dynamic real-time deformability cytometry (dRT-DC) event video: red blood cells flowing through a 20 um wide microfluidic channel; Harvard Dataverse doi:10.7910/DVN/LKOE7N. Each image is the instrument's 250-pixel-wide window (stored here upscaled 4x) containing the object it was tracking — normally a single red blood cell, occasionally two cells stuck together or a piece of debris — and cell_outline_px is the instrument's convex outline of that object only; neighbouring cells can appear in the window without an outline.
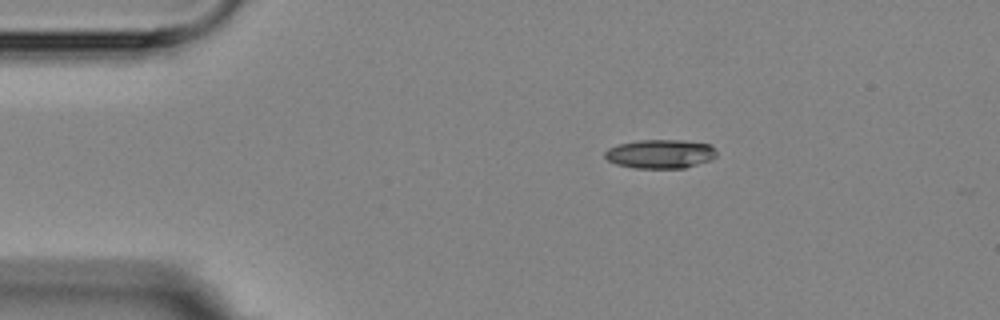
{"species": "Egyptian fruit bat (a non-hibernating species)", "species_latin": "Rousettus aegyptiacus", "temperature_condition": "room temperature", "stored_images_in_passage": 2, "camera_frame_rate_fps": 3000, "um_per_image_px": 0.085, "animal": {"sex": "female"}, "frame": {"image": 1, "passage_image": 1, "time_ms": 0.0, "image_size_px": [1000, 320], "cell_outline_px": [[716, 156], [708, 160], [684, 168], [636, 168], [616, 164], [608, 160], [604, 156], [604, 152], [608, 148], [620, 144], [640, 140], [684, 140], [712, 144], [716, 152]], "centroid_in_image_um": [56.12, 13.07], "position_along_channel_um": 28.9, "area_um2": 18.73}}